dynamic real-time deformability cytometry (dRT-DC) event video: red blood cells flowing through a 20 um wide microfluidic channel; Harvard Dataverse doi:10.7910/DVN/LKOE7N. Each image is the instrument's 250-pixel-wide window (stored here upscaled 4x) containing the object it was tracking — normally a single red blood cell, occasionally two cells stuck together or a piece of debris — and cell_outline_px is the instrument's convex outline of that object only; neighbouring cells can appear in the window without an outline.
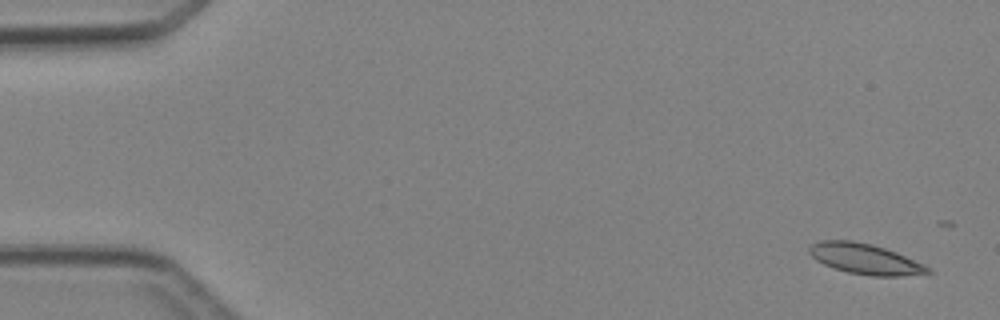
{"species": "Egyptian fruit bat (a non-hibernating species)", "species_latin": "Rousettus aegyptiacus", "temperature_condition": "cold", "stored_images_in_passage": 4, "camera_frame_rate_fps": 3000, "um_per_image_px": 0.085, "animal": {"sex": "female"}, "frame": {"image": 1, "passage_image": 1, "time_ms": 0.0, "image_size_px": [1000, 320], "cell_outline_px": [[932, 272], [900, 276], [868, 276], [848, 272], [824, 264], [816, 260], [808, 252], [808, 248], [812, 244], [820, 240], [852, 240], [872, 244], [896, 252], [924, 264]], "centroid_in_image_um": [73.5, 22.0], "position_along_channel_um": 11.5, "area_um2": 20.92}}
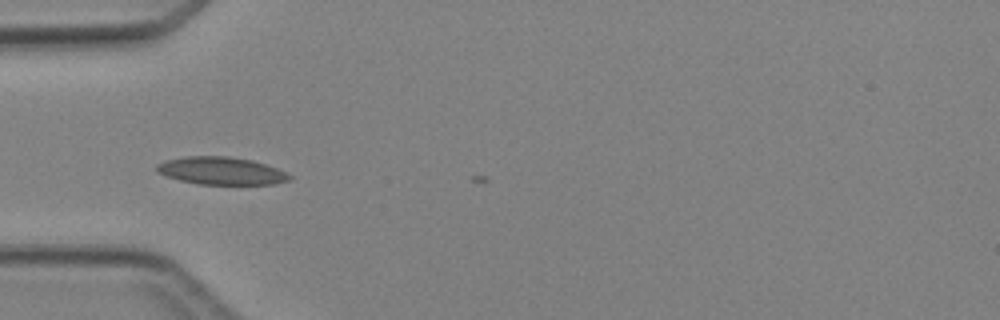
{"frame": {"image": 2, "passage_image": 4, "time_ms": 4.333, "image_size_px": [1000, 320], "cell_outline_px": [[292, 176], [288, 180], [272, 184], [196, 184], [180, 180], [156, 172], [156, 164], [164, 160], [184, 156], [228, 156], [252, 160], [288, 172]], "centroid_in_image_um": [18.77, 14.51], "position_along_channel_um": 66.2, "area_um2": 21.39}}